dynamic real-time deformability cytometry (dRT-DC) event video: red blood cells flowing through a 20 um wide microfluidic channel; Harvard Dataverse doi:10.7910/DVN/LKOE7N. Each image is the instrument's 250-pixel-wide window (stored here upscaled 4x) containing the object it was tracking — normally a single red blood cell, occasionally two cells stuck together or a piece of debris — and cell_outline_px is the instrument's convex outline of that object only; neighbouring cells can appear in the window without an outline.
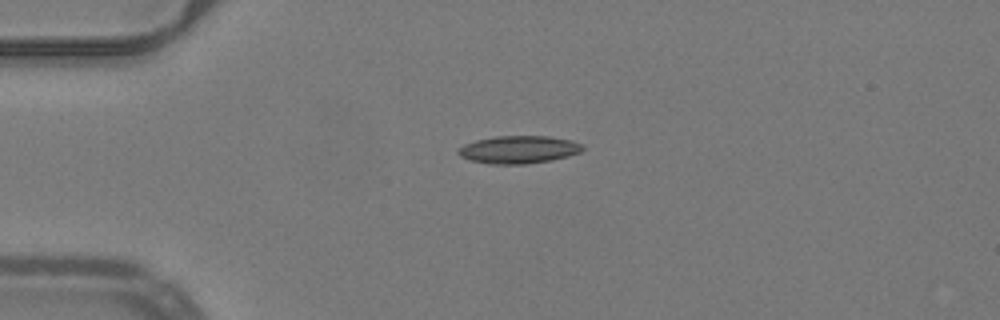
{"species": "common noctule bat (a hibernating species)", "species_latin": "Nyctalus noctula", "temperature_condition": "warm", "stored_images_in_passage": 30, "camera_frame_rate_fps": 3000, "um_per_image_px": 0.085, "animal": {"sex": "male", "body_mass_g": 19.2, "forearm_length_mm": 51.8}, "frame": {"image": 1, "passage_image": 1, "time_ms": 0.0, "image_size_px": [1000, 320], "cell_outline_px": [[584, 148], [580, 152], [568, 156], [552, 160], [524, 164], [488, 164], [472, 160], [460, 156], [456, 152], [456, 148], [464, 144], [476, 140], [496, 136], [548, 136], [572, 140], [580, 144]], "centroid_in_image_um": [44.05, 12.71], "position_along_channel_um": 40.9, "area_um2": 20.11}}
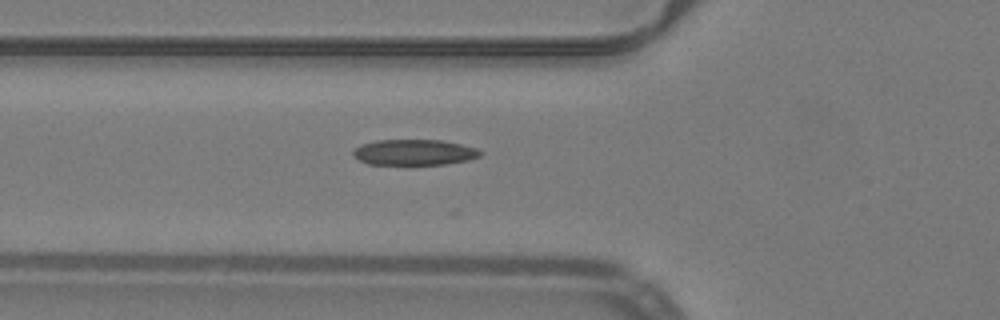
{"frame": {"image": 2, "passage_image": 7, "time_ms": 2.0, "image_size_px": [1000, 320], "cell_outline_px": [[484, 152], [480, 156], [468, 160], [444, 164], [368, 164], [352, 156], [352, 152], [360, 144], [376, 140], [440, 140], [460, 144], [476, 148]], "centroid_in_image_um": [35.2, 12.94], "position_along_channel_um": 90.6, "area_um2": 19.02}}
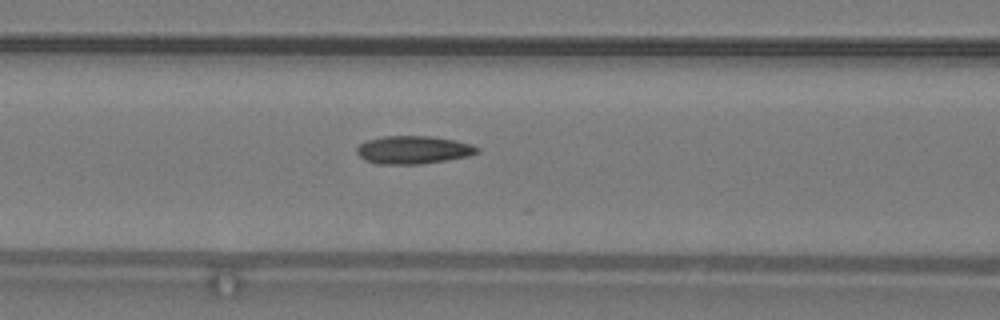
{"frame": {"image": 3, "passage_image": 10, "time_ms": 3.0, "image_size_px": [1000, 320], "cell_outline_px": [[480, 152], [468, 156], [420, 164], [376, 164], [364, 160], [356, 152], [356, 148], [360, 144], [368, 140], [384, 136], [432, 136], [472, 144], [480, 148]], "centroid_in_image_um": [35.12, 12.74], "position_along_channel_um": 131.5, "area_um2": 19.59}}